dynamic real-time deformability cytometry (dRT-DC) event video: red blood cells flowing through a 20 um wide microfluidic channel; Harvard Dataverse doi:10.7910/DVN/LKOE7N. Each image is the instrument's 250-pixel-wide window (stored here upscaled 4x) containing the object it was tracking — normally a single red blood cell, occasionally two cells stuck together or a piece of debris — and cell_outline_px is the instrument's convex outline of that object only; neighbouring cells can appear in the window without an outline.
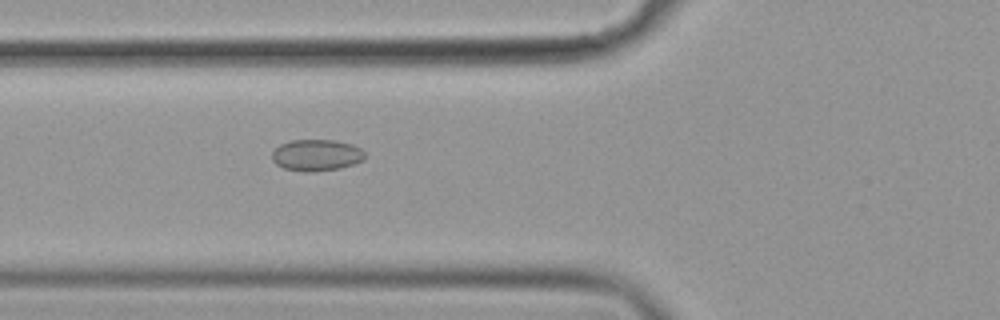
{"species": "common noctule bat (a hibernating species)", "species_latin": "Nyctalus noctula", "temperature_condition": "cold", "stored_images_in_passage": 45, "camera_frame_rate_fps": 3000, "um_per_image_px": 0.085, "animal": {"sex": "female", "body_mass_g": 19.9}, "frame": {"image": 1, "passage_image": 10, "time_ms": 3.0, "image_size_px": [1000, 320], "cell_outline_px": [[364, 160], [340, 168], [312, 172], [304, 172], [284, 168], [276, 164], [272, 160], [272, 152], [280, 144], [292, 140], [336, 140], [352, 144], [360, 148], [364, 152]], "centroid_in_image_um": [26.89, 13.19], "position_along_channel_um": 98.9, "area_um2": 17.05}}
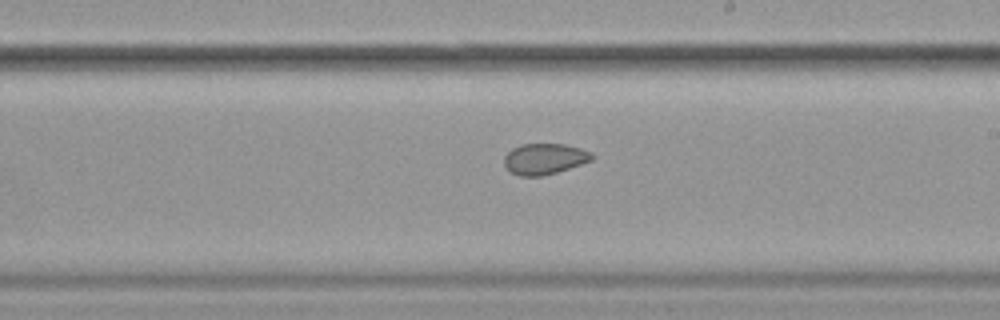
{"frame": {"image": 2, "passage_image": 22, "time_ms": 7.0, "image_size_px": [1000, 320], "cell_outline_px": [[596, 156], [592, 160], [544, 176], [520, 176], [508, 172], [504, 164], [504, 156], [512, 148], [520, 144], [564, 144], [580, 148], [592, 152]], "centroid_in_image_um": [46.26, 13.5], "position_along_channel_um": 242.7, "area_um2": 15.95}}
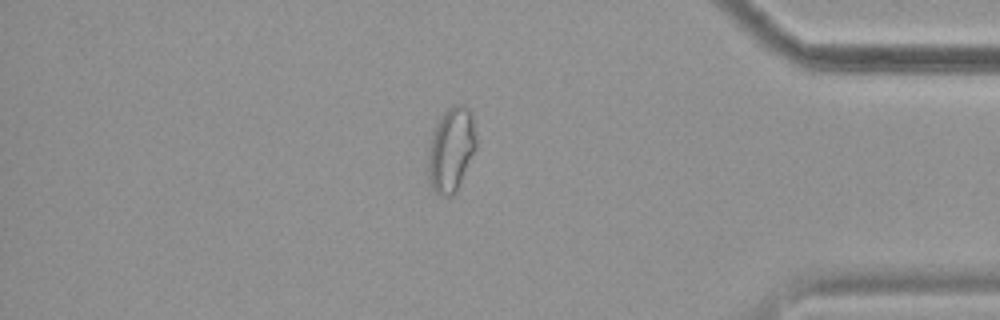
{"frame": {"image": 3, "passage_image": 37, "time_ms": 12.0, "image_size_px": [1000, 320], "cell_outline_px": [[476, 148], [456, 192], [452, 196], [440, 196], [432, 188], [428, 176], [428, 144], [436, 124], [440, 116], [448, 108], [456, 104], [464, 104], [472, 112], [476, 136]], "centroid_in_image_um": [38.34, 12.69], "position_along_channel_um": 396.9, "area_um2": 23.87}, "authors_computed_cell_mechanics": {"area_um2": 17.8024, "velocity_mm_per_s": 3.5953, "shape_relaxation_time_tau1_ms": null, "shape_relaxation_time_tau2_ms": 2.6206, "deformation_change_tau1": null, "deformation_change_tau2": 0.0573}}